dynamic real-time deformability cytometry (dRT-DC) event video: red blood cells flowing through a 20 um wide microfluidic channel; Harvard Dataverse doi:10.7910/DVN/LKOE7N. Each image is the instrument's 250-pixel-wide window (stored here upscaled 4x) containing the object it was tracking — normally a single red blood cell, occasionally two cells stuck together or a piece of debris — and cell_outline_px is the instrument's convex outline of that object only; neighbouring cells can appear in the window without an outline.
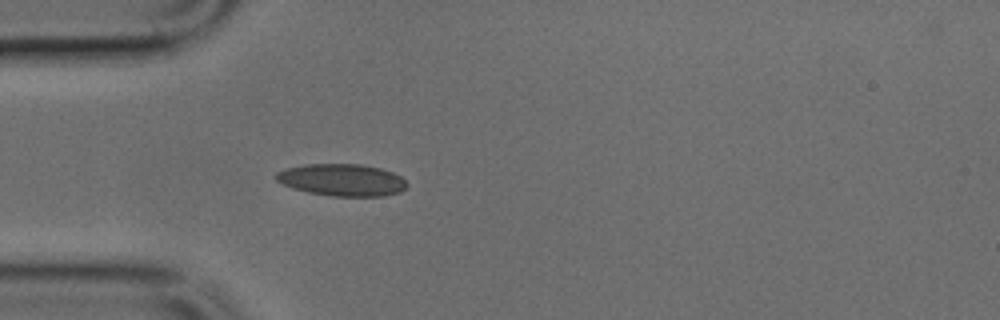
{"species": "common noctule bat (a hibernating species)", "species_latin": "Nyctalus noctula", "temperature_condition": "cold", "stored_images_in_passage": 3, "camera_frame_rate_fps": 3000, "um_per_image_px": 0.085, "animal": {"sex": "male", "body_mass_g": 17.9, "forearm_length_mm": 54.2}, "frame": {"image": 1, "passage_image": 3, "time_ms": 0.667, "image_size_px": [1000, 320], "cell_outline_px": [[408, 184], [400, 192], [384, 196], [332, 196], [308, 192], [292, 188], [276, 180], [272, 176], [276, 172], [288, 168], [308, 164], [360, 164], [380, 168], [392, 172], [400, 176]], "centroid_in_image_um": [29.05, 15.3], "position_along_channel_um": 55.9, "area_um2": 24.39}}